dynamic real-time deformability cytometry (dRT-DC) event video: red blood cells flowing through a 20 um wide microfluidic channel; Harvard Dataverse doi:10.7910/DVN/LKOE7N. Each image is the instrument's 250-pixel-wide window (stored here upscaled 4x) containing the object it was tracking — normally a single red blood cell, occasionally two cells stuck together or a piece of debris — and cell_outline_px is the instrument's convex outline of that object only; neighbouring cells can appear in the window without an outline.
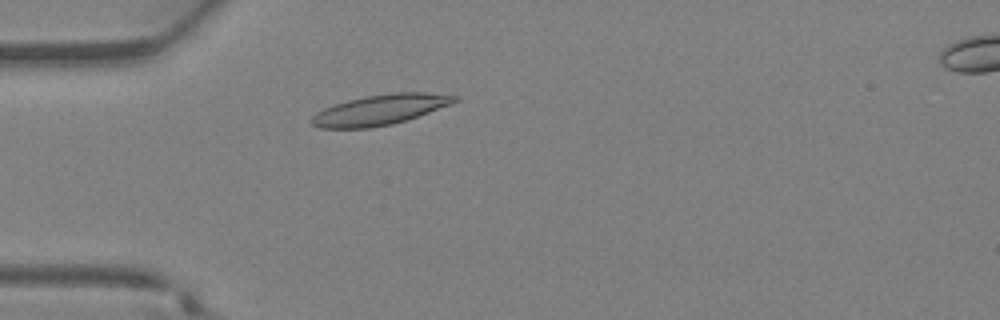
{"species": "Egyptian fruit bat (a non-hibernating species)", "species_latin": "Rousettus aegyptiacus", "temperature_condition": "warm", "stored_images_in_passage": 28, "camera_frame_rate_fps": 3000, "um_per_image_px": 0.085, "animal": {"sex": "female"}, "frame": {"image": 1, "passage_image": 2, "time_ms": 0.333, "image_size_px": [1000, 320], "cell_outline_px": [[460, 100], [452, 104], [392, 124], [368, 128], [320, 128], [312, 124], [308, 120], [316, 112], [324, 108], [348, 100], [364, 96], [392, 92], [424, 92], [460, 96]], "centroid_in_image_um": [32.3, 9.32], "position_along_channel_um": 52.7, "area_um2": 25.2}}
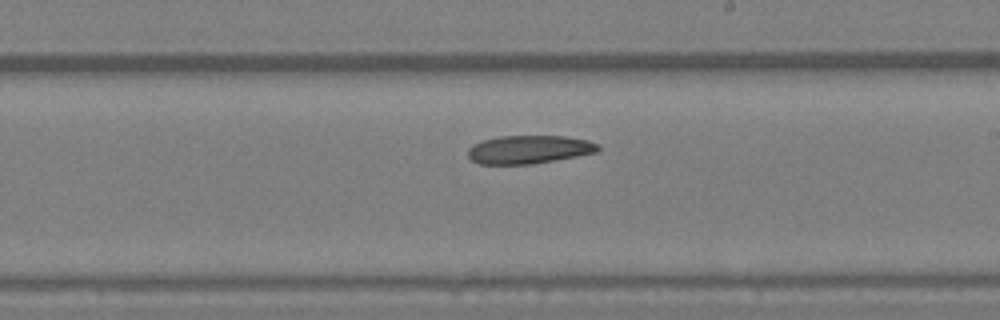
{"frame": {"image": 2, "passage_image": 13, "time_ms": 4.0, "image_size_px": [1000, 320], "cell_outline_px": [[600, 148], [596, 152], [576, 156], [532, 164], [476, 164], [468, 156], [468, 148], [472, 144], [484, 140], [500, 136], [564, 136], [588, 140], [600, 144]], "centroid_in_image_um": [44.95, 12.7], "position_along_channel_um": 244.1, "area_um2": 21.44}}
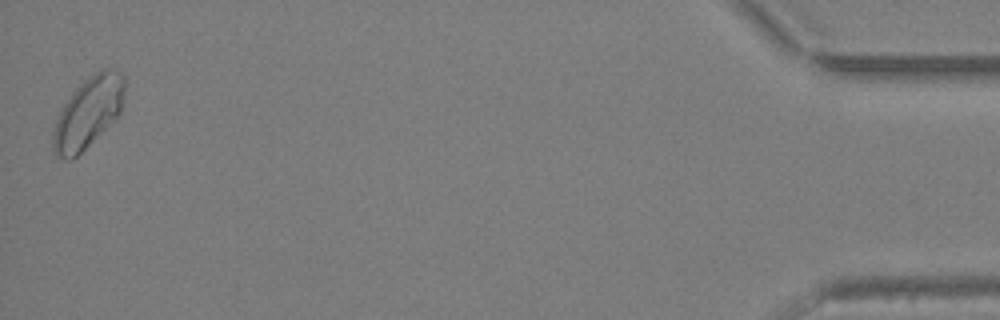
{"frame": {"image": 3, "passage_image": 28, "time_ms": 9.0, "image_size_px": [1000, 320], "cell_outline_px": [[124, 92], [120, 112], [72, 160], [68, 160], [56, 156], [52, 152], [52, 132], [56, 120], [64, 104], [72, 92], [88, 76], [100, 68], [108, 68], [124, 72]], "centroid_in_image_um": [7.46, 9.53], "position_along_channel_um": 427.7, "area_um2": 29.13}}